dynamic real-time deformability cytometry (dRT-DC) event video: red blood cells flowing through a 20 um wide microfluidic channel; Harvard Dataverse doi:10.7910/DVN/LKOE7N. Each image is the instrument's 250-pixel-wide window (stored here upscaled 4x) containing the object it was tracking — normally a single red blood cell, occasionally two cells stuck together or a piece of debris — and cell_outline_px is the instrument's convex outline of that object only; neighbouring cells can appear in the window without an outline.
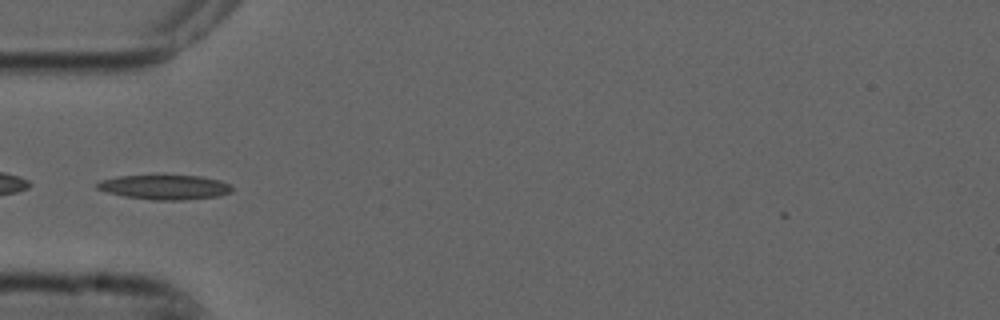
{"species": "common noctule bat (a hibernating species)", "species_latin": "Nyctalus noctula", "temperature_condition": "cold", "stored_images_in_passage": 36, "camera_frame_rate_fps": 3000, "um_per_image_px": 0.085, "animal": {"sex": "male", "forearm_length_mm": 52.5}, "frame": {"image": 1, "passage_image": 1, "time_ms": 0.0, "image_size_px": [1000, 320], "cell_outline_px": [[232, 192], [220, 196], [184, 200], [152, 200], [124, 196], [108, 192], [96, 188], [96, 184], [100, 180], [116, 176], [200, 176], [220, 180], [228, 184], [232, 188]], "centroid_in_image_um": [14.01, 15.92], "position_along_channel_um": 71.0, "area_um2": 19.25}}